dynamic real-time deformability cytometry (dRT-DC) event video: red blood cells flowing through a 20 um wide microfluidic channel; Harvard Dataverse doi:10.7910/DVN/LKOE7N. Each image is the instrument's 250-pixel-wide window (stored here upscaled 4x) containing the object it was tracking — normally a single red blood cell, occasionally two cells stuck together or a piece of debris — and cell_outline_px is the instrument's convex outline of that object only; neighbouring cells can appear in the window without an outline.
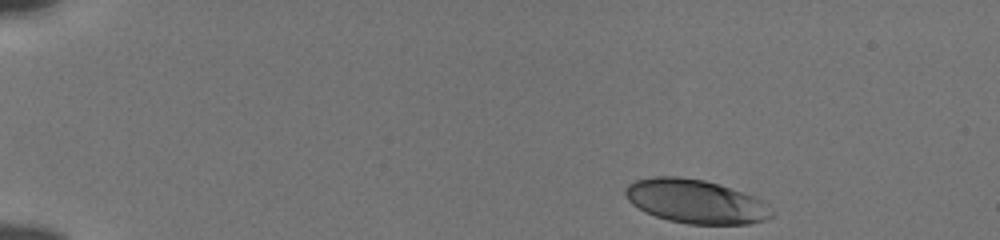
{"species": "human", "species_latin": "Homo sapiens", "temperature_condition": "cold", "stored_images_in_passage": 47, "camera_frame_rate_fps": 3000, "um_per_image_px": 0.085, "donor": {"sex": "male"}, "frame": {"image": 1, "passage_image": 1, "time_ms": 0.0, "image_size_px": [1000, 240], "cell_outline_px": [[776, 212], [768, 220], [748, 224], [688, 224], [668, 220], [644, 212], [632, 204], [628, 200], [624, 192], [624, 188], [628, 184], [636, 180], [656, 176], [680, 176], [704, 180], [720, 184], [764, 200]], "centroid_in_image_um": [59.16, 17.12], "position_along_channel_um": 25.8, "area_um2": 37.8}}
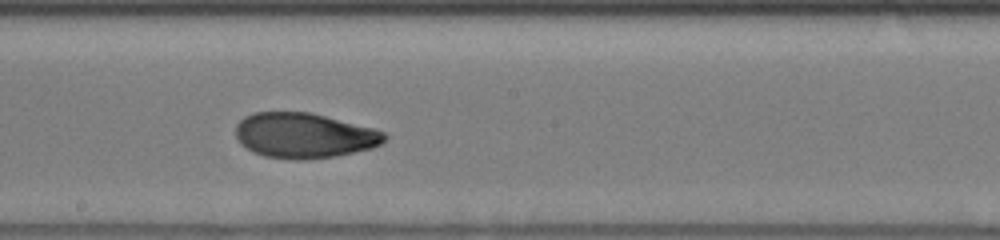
{"frame": {"image": 2, "passage_image": 25, "time_ms": 8.0, "image_size_px": [1000, 240], "cell_outline_px": [[388, 136], [380, 144], [372, 148], [336, 156], [304, 160], [296, 160], [264, 156], [252, 152], [240, 144], [236, 136], [236, 124], [244, 116], [252, 112], [312, 112], [376, 128], [384, 132]], "centroid_in_image_um": [25.85, 11.51], "position_along_channel_um": 222.3, "area_um2": 39.65}}
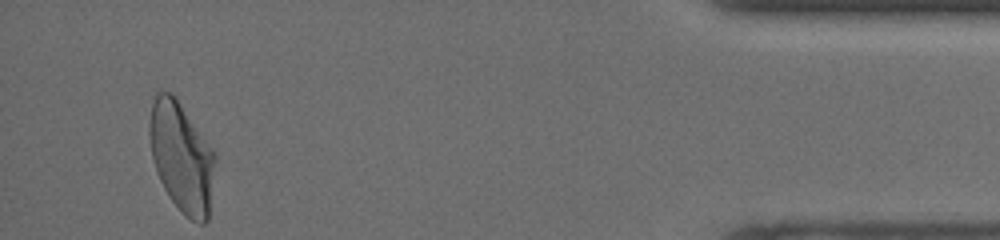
{"frame": {"image": 3, "passage_image": 45, "time_ms": 14.667, "image_size_px": [1000, 240], "cell_outline_px": [[216, 160], [208, 220], [204, 224], [200, 224], [184, 216], [172, 200], [164, 188], [156, 172], [152, 160], [148, 132], [148, 120], [152, 104], [156, 92], [172, 92], [176, 96], [216, 152]], "centroid_in_image_um": [15.43, 13.33], "position_along_channel_um": 419.8, "area_um2": 42.71}, "authors_computed_cell_mechanics": {"area_um2": 39.3618, "velocity_mm_per_s": 3.818, "shape_relaxation_time_tau1_ms": 4.857, "shape_relaxation_time_tau2_ms": 1.4633, "deformation_change_tau1": 0.174, "deformation_change_tau2": 0.0659}}